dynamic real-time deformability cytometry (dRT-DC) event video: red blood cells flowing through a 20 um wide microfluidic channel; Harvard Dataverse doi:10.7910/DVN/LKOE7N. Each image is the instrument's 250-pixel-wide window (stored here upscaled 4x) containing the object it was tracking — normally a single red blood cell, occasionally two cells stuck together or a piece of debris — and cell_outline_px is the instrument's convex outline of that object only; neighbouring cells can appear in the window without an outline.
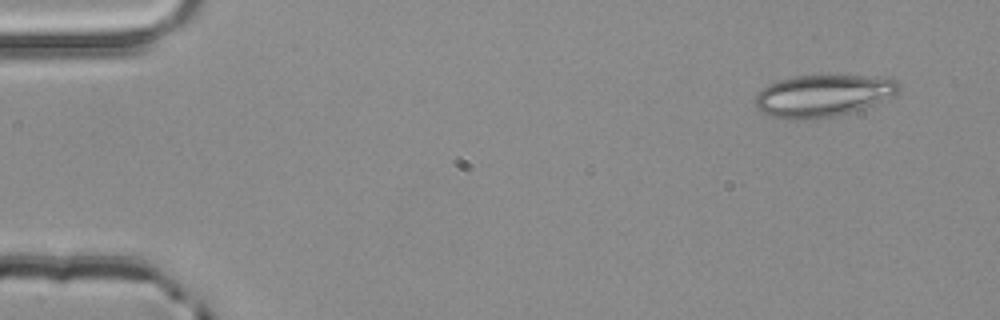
{"species": "common noctule bat (a hibernating species)", "species_latin": "Nyctalus noctula", "temperature_condition": "room temperature", "stored_images_in_passage": 3, "camera_frame_rate_fps": 3000, "um_per_image_px": 0.085, "animal": {"sex": "male", "body_mass_g": 20.4}, "frame": {"image": 1, "passage_image": 1, "time_ms": 0.0, "image_size_px": [1000, 320], "cell_outline_px": [[900, 92], [896, 96], [876, 104], [836, 116], [800, 120], [792, 120], [768, 116], [756, 108], [756, 92], [768, 84], [776, 80], [792, 76], [888, 76], [900, 80]], "centroid_in_image_um": [70.0, 8.12], "position_along_channel_um": 15.0, "area_um2": 35.89}}